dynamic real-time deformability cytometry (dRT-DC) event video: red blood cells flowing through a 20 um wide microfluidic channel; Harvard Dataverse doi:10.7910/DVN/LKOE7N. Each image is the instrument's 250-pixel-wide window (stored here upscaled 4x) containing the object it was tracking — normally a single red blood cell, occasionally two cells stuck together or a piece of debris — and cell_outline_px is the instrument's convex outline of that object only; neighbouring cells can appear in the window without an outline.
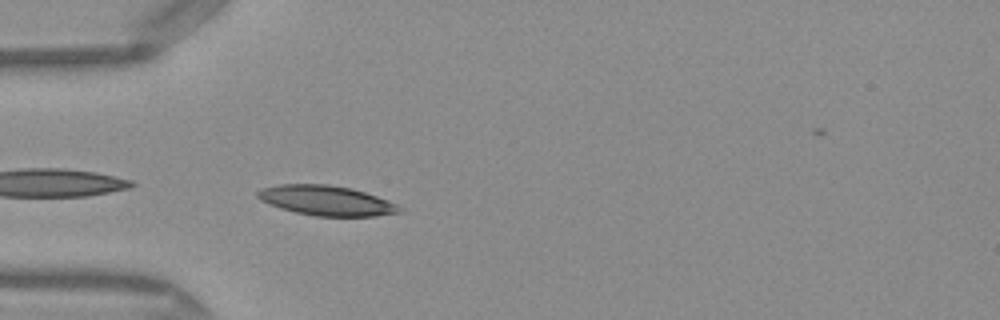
{"species": "Egyptian fruit bat (a non-hibernating species)", "species_latin": "Rousettus aegyptiacus", "temperature_condition": "warm", "stored_images_in_passage": 37, "camera_frame_rate_fps": 3000, "um_per_image_px": 0.085, "frame": {"image": 1, "passage_image": 1, "time_ms": 0.0, "image_size_px": [1000, 320], "cell_outline_px": [[404, 208], [400, 212], [376, 216], [316, 216], [296, 212], [280, 208], [268, 204], [260, 200], [256, 196], [256, 192], [260, 188], [280, 184], [328, 184], [352, 188], [388, 200]], "centroid_in_image_um": [27.72, 17.04], "position_along_channel_um": 57.3, "area_um2": 24.8}}
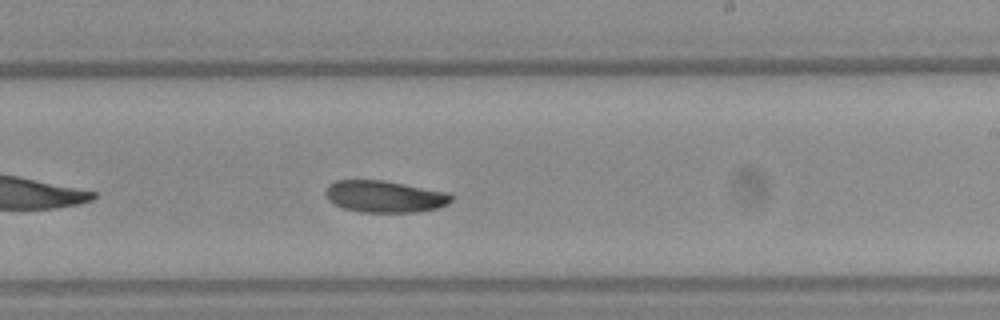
{"frame": {"image": 2, "passage_image": 16, "time_ms": 5.0, "image_size_px": [1000, 320], "cell_outline_px": [[452, 200], [448, 204], [436, 208], [416, 212], [360, 212], [344, 208], [328, 200], [324, 192], [328, 184], [336, 180], [384, 180], [448, 192], [452, 196]], "centroid_in_image_um": [32.68, 16.69], "position_along_channel_um": 256.3, "area_um2": 23.35}}
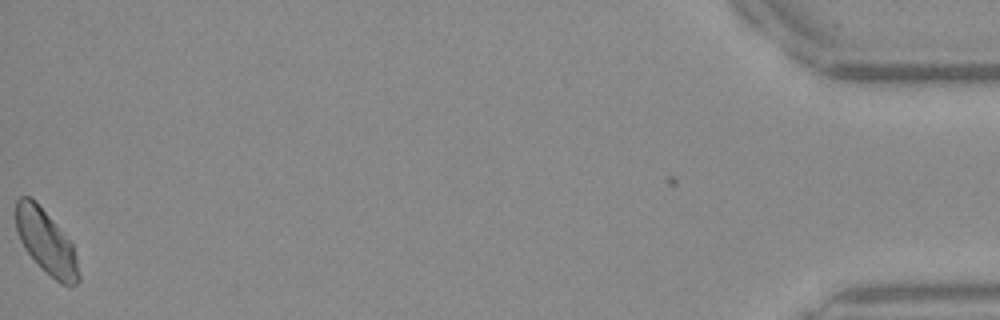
{"frame": {"image": 3, "passage_image": 36, "time_ms": 11.667, "image_size_px": [1000, 320], "cell_outline_px": [[80, 280], [76, 284], [68, 288], [60, 284], [24, 248], [16, 232], [16, 200], [20, 196], [32, 196], [36, 200], [56, 224], [72, 244], [76, 256], [80, 276]], "centroid_in_image_um": [3.92, 20.54], "position_along_channel_um": 431.3, "area_um2": 23.24}, "authors_computed_cell_mechanics": {"area_um2": 23.5824, "velocity_mm_per_s": 4.0752, "shape_relaxation_time_tau1_ms": 5.6423, "shape_relaxation_time_tau2_ms": null, "deformation_change_tau1": 0.114, "deformation_change_tau2": null}}